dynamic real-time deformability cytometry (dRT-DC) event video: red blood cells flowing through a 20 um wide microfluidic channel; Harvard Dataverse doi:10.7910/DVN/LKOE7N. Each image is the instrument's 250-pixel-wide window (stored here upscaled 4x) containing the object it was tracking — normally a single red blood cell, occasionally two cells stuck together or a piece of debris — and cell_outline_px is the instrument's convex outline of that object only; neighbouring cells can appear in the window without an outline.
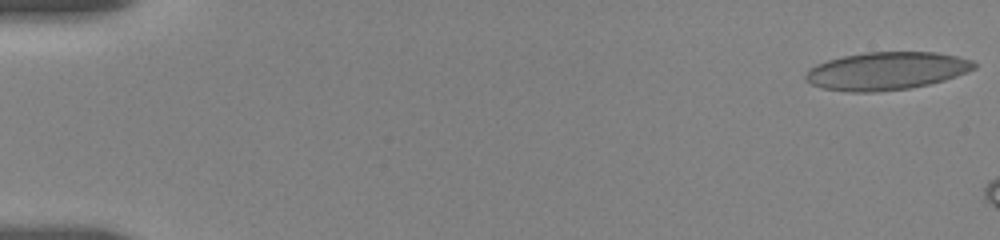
{"species": "human", "species_latin": "Homo sapiens", "temperature_condition": "room temperature", "stored_images_in_passage": 17, "camera_frame_rate_fps": 3000, "um_per_image_px": 0.085, "donor": {"sex": "female"}, "frame": {"image": 1, "passage_image": 1, "time_ms": 0.0, "image_size_px": [1000, 240], "cell_outline_px": [[976, 68], [956, 76], [944, 80], [928, 84], [908, 88], [876, 92], [848, 92], [820, 88], [804, 80], [804, 76], [808, 68], [816, 64], [828, 60], [844, 56], [864, 52], [936, 52], [956, 56], [972, 60], [976, 64]], "centroid_in_image_um": [75.3, 6.03], "position_along_channel_um": 9.7, "area_um2": 37.28}}